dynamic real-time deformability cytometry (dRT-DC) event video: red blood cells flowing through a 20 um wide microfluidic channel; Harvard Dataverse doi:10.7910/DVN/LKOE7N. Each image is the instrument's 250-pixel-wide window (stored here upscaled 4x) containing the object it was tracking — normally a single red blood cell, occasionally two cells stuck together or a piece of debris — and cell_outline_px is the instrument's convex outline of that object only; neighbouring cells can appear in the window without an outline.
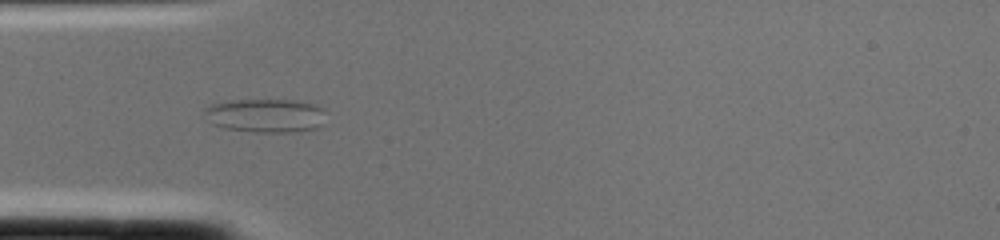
{"species": "common noctule bat (a hibernating species)", "species_latin": "Nyctalus noctula", "temperature_condition": "cold", "stored_images_in_passage": 2, "camera_frame_rate_fps": 3000, "um_per_image_px": 0.085, "animal": {"sex": "female", "body_mass_g": 22.0, "forearm_length_mm": 56.7}, "frame": {"image": 1, "passage_image": 2, "time_ms": 0.333, "image_size_px": [1000, 240], "cell_outline_px": [[324, 124], [316, 128], [296, 132], [256, 132], [224, 128], [212, 124], [204, 112], [204, 108], [212, 104], [228, 100], [296, 100], [312, 104], [324, 108]], "centroid_in_image_um": [22.59, 9.82], "position_along_channel_um": 62.4, "area_um2": 23.99}}